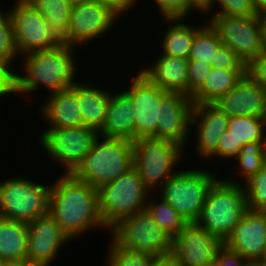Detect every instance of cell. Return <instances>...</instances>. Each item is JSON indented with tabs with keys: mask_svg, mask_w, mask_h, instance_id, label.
Wrapping results in <instances>:
<instances>
[{
	"mask_svg": "<svg viewBox=\"0 0 266 266\" xmlns=\"http://www.w3.org/2000/svg\"><path fill=\"white\" fill-rule=\"evenodd\" d=\"M50 185L48 213L70 241L90 228L107 229L98 210L97 190L90 184L64 173Z\"/></svg>",
	"mask_w": 266,
	"mask_h": 266,
	"instance_id": "obj_1",
	"label": "cell"
},
{
	"mask_svg": "<svg viewBox=\"0 0 266 266\" xmlns=\"http://www.w3.org/2000/svg\"><path fill=\"white\" fill-rule=\"evenodd\" d=\"M75 47L60 44L52 49L39 50L22 58L25 74L15 72V94L26 95L38 91L41 86L49 90V95L63 91L75 83ZM76 80V81H75Z\"/></svg>",
	"mask_w": 266,
	"mask_h": 266,
	"instance_id": "obj_2",
	"label": "cell"
},
{
	"mask_svg": "<svg viewBox=\"0 0 266 266\" xmlns=\"http://www.w3.org/2000/svg\"><path fill=\"white\" fill-rule=\"evenodd\" d=\"M131 168L133 141L98 135L90 152L71 174L97 190Z\"/></svg>",
	"mask_w": 266,
	"mask_h": 266,
	"instance_id": "obj_3",
	"label": "cell"
},
{
	"mask_svg": "<svg viewBox=\"0 0 266 266\" xmlns=\"http://www.w3.org/2000/svg\"><path fill=\"white\" fill-rule=\"evenodd\" d=\"M248 210L246 193L236 180L218 179L209 189L197 223L223 241Z\"/></svg>",
	"mask_w": 266,
	"mask_h": 266,
	"instance_id": "obj_4",
	"label": "cell"
},
{
	"mask_svg": "<svg viewBox=\"0 0 266 266\" xmlns=\"http://www.w3.org/2000/svg\"><path fill=\"white\" fill-rule=\"evenodd\" d=\"M148 193L150 190L134 168L97 189L98 210L107 230L123 218L145 210Z\"/></svg>",
	"mask_w": 266,
	"mask_h": 266,
	"instance_id": "obj_5",
	"label": "cell"
},
{
	"mask_svg": "<svg viewBox=\"0 0 266 266\" xmlns=\"http://www.w3.org/2000/svg\"><path fill=\"white\" fill-rule=\"evenodd\" d=\"M183 150L186 149L169 140L137 138L133 141V168L143 184L153 192L155 187H161L177 172L173 168L184 159Z\"/></svg>",
	"mask_w": 266,
	"mask_h": 266,
	"instance_id": "obj_6",
	"label": "cell"
},
{
	"mask_svg": "<svg viewBox=\"0 0 266 266\" xmlns=\"http://www.w3.org/2000/svg\"><path fill=\"white\" fill-rule=\"evenodd\" d=\"M196 168L179 171L161 187V198L167 201L186 222H196L211 186L219 179L210 171Z\"/></svg>",
	"mask_w": 266,
	"mask_h": 266,
	"instance_id": "obj_7",
	"label": "cell"
},
{
	"mask_svg": "<svg viewBox=\"0 0 266 266\" xmlns=\"http://www.w3.org/2000/svg\"><path fill=\"white\" fill-rule=\"evenodd\" d=\"M111 239L121 248L155 257L170 255L172 238L147 209L120 220L110 230Z\"/></svg>",
	"mask_w": 266,
	"mask_h": 266,
	"instance_id": "obj_8",
	"label": "cell"
},
{
	"mask_svg": "<svg viewBox=\"0 0 266 266\" xmlns=\"http://www.w3.org/2000/svg\"><path fill=\"white\" fill-rule=\"evenodd\" d=\"M50 185L21 176L0 181V217L29 223L48 214Z\"/></svg>",
	"mask_w": 266,
	"mask_h": 266,
	"instance_id": "obj_9",
	"label": "cell"
},
{
	"mask_svg": "<svg viewBox=\"0 0 266 266\" xmlns=\"http://www.w3.org/2000/svg\"><path fill=\"white\" fill-rule=\"evenodd\" d=\"M206 19L222 45L231 48L246 66L265 49L259 16L211 15Z\"/></svg>",
	"mask_w": 266,
	"mask_h": 266,
	"instance_id": "obj_10",
	"label": "cell"
},
{
	"mask_svg": "<svg viewBox=\"0 0 266 266\" xmlns=\"http://www.w3.org/2000/svg\"><path fill=\"white\" fill-rule=\"evenodd\" d=\"M99 132L86 126L47 128L40 135V144L52 160L71 174L90 152Z\"/></svg>",
	"mask_w": 266,
	"mask_h": 266,
	"instance_id": "obj_11",
	"label": "cell"
},
{
	"mask_svg": "<svg viewBox=\"0 0 266 266\" xmlns=\"http://www.w3.org/2000/svg\"><path fill=\"white\" fill-rule=\"evenodd\" d=\"M9 9L13 22L14 43L19 56L52 49L61 43L54 37L44 16L25 0H16Z\"/></svg>",
	"mask_w": 266,
	"mask_h": 266,
	"instance_id": "obj_12",
	"label": "cell"
},
{
	"mask_svg": "<svg viewBox=\"0 0 266 266\" xmlns=\"http://www.w3.org/2000/svg\"><path fill=\"white\" fill-rule=\"evenodd\" d=\"M224 241L197 222H187L172 239L170 256L178 266H213Z\"/></svg>",
	"mask_w": 266,
	"mask_h": 266,
	"instance_id": "obj_13",
	"label": "cell"
},
{
	"mask_svg": "<svg viewBox=\"0 0 266 266\" xmlns=\"http://www.w3.org/2000/svg\"><path fill=\"white\" fill-rule=\"evenodd\" d=\"M119 15L96 0L74 4L69 22L68 45H87L112 29Z\"/></svg>",
	"mask_w": 266,
	"mask_h": 266,
	"instance_id": "obj_14",
	"label": "cell"
},
{
	"mask_svg": "<svg viewBox=\"0 0 266 266\" xmlns=\"http://www.w3.org/2000/svg\"><path fill=\"white\" fill-rule=\"evenodd\" d=\"M134 107L135 140L141 137L156 138L161 100L169 93L150 83L139 72L124 91Z\"/></svg>",
	"mask_w": 266,
	"mask_h": 266,
	"instance_id": "obj_15",
	"label": "cell"
},
{
	"mask_svg": "<svg viewBox=\"0 0 266 266\" xmlns=\"http://www.w3.org/2000/svg\"><path fill=\"white\" fill-rule=\"evenodd\" d=\"M192 108L193 101L189 96L169 92L160 103L156 138L169 140L183 149L186 148L191 139L189 133Z\"/></svg>",
	"mask_w": 266,
	"mask_h": 266,
	"instance_id": "obj_16",
	"label": "cell"
},
{
	"mask_svg": "<svg viewBox=\"0 0 266 266\" xmlns=\"http://www.w3.org/2000/svg\"><path fill=\"white\" fill-rule=\"evenodd\" d=\"M224 245L241 254L252 265H259L266 247V212L248 209Z\"/></svg>",
	"mask_w": 266,
	"mask_h": 266,
	"instance_id": "obj_17",
	"label": "cell"
},
{
	"mask_svg": "<svg viewBox=\"0 0 266 266\" xmlns=\"http://www.w3.org/2000/svg\"><path fill=\"white\" fill-rule=\"evenodd\" d=\"M68 241L49 213L38 217L28 223L26 258L40 266H51L62 245Z\"/></svg>",
	"mask_w": 266,
	"mask_h": 266,
	"instance_id": "obj_18",
	"label": "cell"
},
{
	"mask_svg": "<svg viewBox=\"0 0 266 266\" xmlns=\"http://www.w3.org/2000/svg\"><path fill=\"white\" fill-rule=\"evenodd\" d=\"M230 117L213 104H193L190 127L196 125V154L205 160L217 156L220 137L228 129ZM198 152V153H197ZM212 157V158H211Z\"/></svg>",
	"mask_w": 266,
	"mask_h": 266,
	"instance_id": "obj_19",
	"label": "cell"
},
{
	"mask_svg": "<svg viewBox=\"0 0 266 266\" xmlns=\"http://www.w3.org/2000/svg\"><path fill=\"white\" fill-rule=\"evenodd\" d=\"M212 104L229 117H266V89L246 74L234 88Z\"/></svg>",
	"mask_w": 266,
	"mask_h": 266,
	"instance_id": "obj_20",
	"label": "cell"
},
{
	"mask_svg": "<svg viewBox=\"0 0 266 266\" xmlns=\"http://www.w3.org/2000/svg\"><path fill=\"white\" fill-rule=\"evenodd\" d=\"M138 72L167 92L187 95L188 59L162 54L152 66Z\"/></svg>",
	"mask_w": 266,
	"mask_h": 266,
	"instance_id": "obj_21",
	"label": "cell"
},
{
	"mask_svg": "<svg viewBox=\"0 0 266 266\" xmlns=\"http://www.w3.org/2000/svg\"><path fill=\"white\" fill-rule=\"evenodd\" d=\"M99 135L135 140L134 107L131 98L124 91L115 94L110 92L104 126Z\"/></svg>",
	"mask_w": 266,
	"mask_h": 266,
	"instance_id": "obj_22",
	"label": "cell"
},
{
	"mask_svg": "<svg viewBox=\"0 0 266 266\" xmlns=\"http://www.w3.org/2000/svg\"><path fill=\"white\" fill-rule=\"evenodd\" d=\"M41 107L42 116L48 128H68L83 126L77 95L70 89L48 95Z\"/></svg>",
	"mask_w": 266,
	"mask_h": 266,
	"instance_id": "obj_23",
	"label": "cell"
},
{
	"mask_svg": "<svg viewBox=\"0 0 266 266\" xmlns=\"http://www.w3.org/2000/svg\"><path fill=\"white\" fill-rule=\"evenodd\" d=\"M81 82L75 83L70 89L77 95L83 126L99 132L104 126L110 92L97 85Z\"/></svg>",
	"mask_w": 266,
	"mask_h": 266,
	"instance_id": "obj_24",
	"label": "cell"
},
{
	"mask_svg": "<svg viewBox=\"0 0 266 266\" xmlns=\"http://www.w3.org/2000/svg\"><path fill=\"white\" fill-rule=\"evenodd\" d=\"M246 75V69L212 67L205 84L191 97L193 104H212L234 88Z\"/></svg>",
	"mask_w": 266,
	"mask_h": 266,
	"instance_id": "obj_25",
	"label": "cell"
},
{
	"mask_svg": "<svg viewBox=\"0 0 266 266\" xmlns=\"http://www.w3.org/2000/svg\"><path fill=\"white\" fill-rule=\"evenodd\" d=\"M44 16L52 34L61 44H68L69 22L73 5L68 0H25Z\"/></svg>",
	"mask_w": 266,
	"mask_h": 266,
	"instance_id": "obj_26",
	"label": "cell"
},
{
	"mask_svg": "<svg viewBox=\"0 0 266 266\" xmlns=\"http://www.w3.org/2000/svg\"><path fill=\"white\" fill-rule=\"evenodd\" d=\"M28 224L0 217V257L4 261L26 258Z\"/></svg>",
	"mask_w": 266,
	"mask_h": 266,
	"instance_id": "obj_27",
	"label": "cell"
},
{
	"mask_svg": "<svg viewBox=\"0 0 266 266\" xmlns=\"http://www.w3.org/2000/svg\"><path fill=\"white\" fill-rule=\"evenodd\" d=\"M180 21V22H179ZM171 27L164 32L161 44L162 54L188 59L191 53L195 33L202 27H191L182 19L166 20Z\"/></svg>",
	"mask_w": 266,
	"mask_h": 266,
	"instance_id": "obj_28",
	"label": "cell"
},
{
	"mask_svg": "<svg viewBox=\"0 0 266 266\" xmlns=\"http://www.w3.org/2000/svg\"><path fill=\"white\" fill-rule=\"evenodd\" d=\"M228 130L235 140V148L254 142H266V117H230Z\"/></svg>",
	"mask_w": 266,
	"mask_h": 266,
	"instance_id": "obj_29",
	"label": "cell"
},
{
	"mask_svg": "<svg viewBox=\"0 0 266 266\" xmlns=\"http://www.w3.org/2000/svg\"><path fill=\"white\" fill-rule=\"evenodd\" d=\"M196 33L188 60H197L212 65L217 49L222 45L217 31L207 21Z\"/></svg>",
	"mask_w": 266,
	"mask_h": 266,
	"instance_id": "obj_30",
	"label": "cell"
},
{
	"mask_svg": "<svg viewBox=\"0 0 266 266\" xmlns=\"http://www.w3.org/2000/svg\"><path fill=\"white\" fill-rule=\"evenodd\" d=\"M147 201L146 209L153 216L160 227L173 239L187 223L164 199Z\"/></svg>",
	"mask_w": 266,
	"mask_h": 266,
	"instance_id": "obj_31",
	"label": "cell"
},
{
	"mask_svg": "<svg viewBox=\"0 0 266 266\" xmlns=\"http://www.w3.org/2000/svg\"><path fill=\"white\" fill-rule=\"evenodd\" d=\"M240 177L246 182L266 163V142L246 144L235 158Z\"/></svg>",
	"mask_w": 266,
	"mask_h": 266,
	"instance_id": "obj_32",
	"label": "cell"
},
{
	"mask_svg": "<svg viewBox=\"0 0 266 266\" xmlns=\"http://www.w3.org/2000/svg\"><path fill=\"white\" fill-rule=\"evenodd\" d=\"M108 245L106 266H151L155 256L119 247L112 239Z\"/></svg>",
	"mask_w": 266,
	"mask_h": 266,
	"instance_id": "obj_33",
	"label": "cell"
},
{
	"mask_svg": "<svg viewBox=\"0 0 266 266\" xmlns=\"http://www.w3.org/2000/svg\"><path fill=\"white\" fill-rule=\"evenodd\" d=\"M244 185L248 209L266 212V163Z\"/></svg>",
	"mask_w": 266,
	"mask_h": 266,
	"instance_id": "obj_34",
	"label": "cell"
},
{
	"mask_svg": "<svg viewBox=\"0 0 266 266\" xmlns=\"http://www.w3.org/2000/svg\"><path fill=\"white\" fill-rule=\"evenodd\" d=\"M2 11L0 8V62L11 66L18 56L14 43L13 22L9 11Z\"/></svg>",
	"mask_w": 266,
	"mask_h": 266,
	"instance_id": "obj_35",
	"label": "cell"
},
{
	"mask_svg": "<svg viewBox=\"0 0 266 266\" xmlns=\"http://www.w3.org/2000/svg\"><path fill=\"white\" fill-rule=\"evenodd\" d=\"M215 4L220 8L213 13L212 8L215 7ZM211 12L213 15L258 16L251 0H210Z\"/></svg>",
	"mask_w": 266,
	"mask_h": 266,
	"instance_id": "obj_36",
	"label": "cell"
},
{
	"mask_svg": "<svg viewBox=\"0 0 266 266\" xmlns=\"http://www.w3.org/2000/svg\"><path fill=\"white\" fill-rule=\"evenodd\" d=\"M212 66L197 60H188L187 96L190 98L205 84Z\"/></svg>",
	"mask_w": 266,
	"mask_h": 266,
	"instance_id": "obj_37",
	"label": "cell"
},
{
	"mask_svg": "<svg viewBox=\"0 0 266 266\" xmlns=\"http://www.w3.org/2000/svg\"><path fill=\"white\" fill-rule=\"evenodd\" d=\"M156 7L165 20L187 19L186 16L193 9L188 5V0H154Z\"/></svg>",
	"mask_w": 266,
	"mask_h": 266,
	"instance_id": "obj_38",
	"label": "cell"
},
{
	"mask_svg": "<svg viewBox=\"0 0 266 266\" xmlns=\"http://www.w3.org/2000/svg\"><path fill=\"white\" fill-rule=\"evenodd\" d=\"M211 66L218 69H246V65L237 54L225 45L217 49Z\"/></svg>",
	"mask_w": 266,
	"mask_h": 266,
	"instance_id": "obj_39",
	"label": "cell"
},
{
	"mask_svg": "<svg viewBox=\"0 0 266 266\" xmlns=\"http://www.w3.org/2000/svg\"><path fill=\"white\" fill-rule=\"evenodd\" d=\"M246 74L266 89V48L246 66Z\"/></svg>",
	"mask_w": 266,
	"mask_h": 266,
	"instance_id": "obj_40",
	"label": "cell"
},
{
	"mask_svg": "<svg viewBox=\"0 0 266 266\" xmlns=\"http://www.w3.org/2000/svg\"><path fill=\"white\" fill-rule=\"evenodd\" d=\"M213 266H253L246 261L241 254L235 252L225 245L219 250L218 255L214 259Z\"/></svg>",
	"mask_w": 266,
	"mask_h": 266,
	"instance_id": "obj_41",
	"label": "cell"
},
{
	"mask_svg": "<svg viewBox=\"0 0 266 266\" xmlns=\"http://www.w3.org/2000/svg\"><path fill=\"white\" fill-rule=\"evenodd\" d=\"M10 66L0 62V98L15 94V73Z\"/></svg>",
	"mask_w": 266,
	"mask_h": 266,
	"instance_id": "obj_42",
	"label": "cell"
},
{
	"mask_svg": "<svg viewBox=\"0 0 266 266\" xmlns=\"http://www.w3.org/2000/svg\"><path fill=\"white\" fill-rule=\"evenodd\" d=\"M241 148H235V140L230 135V131L227 129L220 137V141L217 147V156L220 158L235 159Z\"/></svg>",
	"mask_w": 266,
	"mask_h": 266,
	"instance_id": "obj_43",
	"label": "cell"
},
{
	"mask_svg": "<svg viewBox=\"0 0 266 266\" xmlns=\"http://www.w3.org/2000/svg\"><path fill=\"white\" fill-rule=\"evenodd\" d=\"M103 5L110 7L119 16L132 10L139 0H96Z\"/></svg>",
	"mask_w": 266,
	"mask_h": 266,
	"instance_id": "obj_44",
	"label": "cell"
},
{
	"mask_svg": "<svg viewBox=\"0 0 266 266\" xmlns=\"http://www.w3.org/2000/svg\"><path fill=\"white\" fill-rule=\"evenodd\" d=\"M188 5L201 13L208 14L210 12V0H188Z\"/></svg>",
	"mask_w": 266,
	"mask_h": 266,
	"instance_id": "obj_45",
	"label": "cell"
},
{
	"mask_svg": "<svg viewBox=\"0 0 266 266\" xmlns=\"http://www.w3.org/2000/svg\"><path fill=\"white\" fill-rule=\"evenodd\" d=\"M151 266H178L176 261L170 256L156 257Z\"/></svg>",
	"mask_w": 266,
	"mask_h": 266,
	"instance_id": "obj_46",
	"label": "cell"
},
{
	"mask_svg": "<svg viewBox=\"0 0 266 266\" xmlns=\"http://www.w3.org/2000/svg\"><path fill=\"white\" fill-rule=\"evenodd\" d=\"M3 266H40L27 258L4 261Z\"/></svg>",
	"mask_w": 266,
	"mask_h": 266,
	"instance_id": "obj_47",
	"label": "cell"
},
{
	"mask_svg": "<svg viewBox=\"0 0 266 266\" xmlns=\"http://www.w3.org/2000/svg\"><path fill=\"white\" fill-rule=\"evenodd\" d=\"M258 16L266 12V0H251Z\"/></svg>",
	"mask_w": 266,
	"mask_h": 266,
	"instance_id": "obj_48",
	"label": "cell"
},
{
	"mask_svg": "<svg viewBox=\"0 0 266 266\" xmlns=\"http://www.w3.org/2000/svg\"><path fill=\"white\" fill-rule=\"evenodd\" d=\"M263 28V41L266 48V12L259 16Z\"/></svg>",
	"mask_w": 266,
	"mask_h": 266,
	"instance_id": "obj_49",
	"label": "cell"
},
{
	"mask_svg": "<svg viewBox=\"0 0 266 266\" xmlns=\"http://www.w3.org/2000/svg\"><path fill=\"white\" fill-rule=\"evenodd\" d=\"M259 265L260 266H266V247H265V250H264L263 261Z\"/></svg>",
	"mask_w": 266,
	"mask_h": 266,
	"instance_id": "obj_50",
	"label": "cell"
},
{
	"mask_svg": "<svg viewBox=\"0 0 266 266\" xmlns=\"http://www.w3.org/2000/svg\"><path fill=\"white\" fill-rule=\"evenodd\" d=\"M72 5L74 4H79L81 3L82 1H86V0H68Z\"/></svg>",
	"mask_w": 266,
	"mask_h": 266,
	"instance_id": "obj_51",
	"label": "cell"
},
{
	"mask_svg": "<svg viewBox=\"0 0 266 266\" xmlns=\"http://www.w3.org/2000/svg\"><path fill=\"white\" fill-rule=\"evenodd\" d=\"M4 265V260L0 257V266Z\"/></svg>",
	"mask_w": 266,
	"mask_h": 266,
	"instance_id": "obj_52",
	"label": "cell"
}]
</instances>
